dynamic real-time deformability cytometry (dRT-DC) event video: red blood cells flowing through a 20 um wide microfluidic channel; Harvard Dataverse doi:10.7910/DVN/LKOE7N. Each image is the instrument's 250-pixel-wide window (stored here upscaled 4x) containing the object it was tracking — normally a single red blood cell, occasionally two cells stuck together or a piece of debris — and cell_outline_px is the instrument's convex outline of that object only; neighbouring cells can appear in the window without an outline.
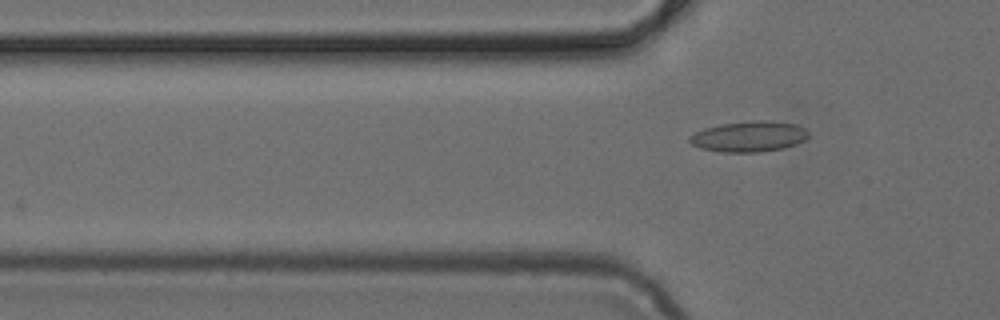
{"species": "common noctule bat (a hibernating species)", "species_latin": "Nyctalus noctula", "temperature_condition": "cold", "stored_images_in_passage": 5, "camera_frame_rate_fps": 3000, "um_per_image_px": 0.085, "animal": {"sex": "female", "body_mass_g": 24.6, "forearm_length_mm": 56.2}, "frame": {"image": 1, "passage_image": 5, "time_ms": 1.333, "image_size_px": [1000, 320], "cell_outline_px": [[808, 136], [804, 140], [796, 144], [784, 148], [760, 152], [720, 152], [700, 148], [692, 144], [688, 140], [688, 136], [704, 128], [720, 124], [752, 120], [772, 120], [796, 124], [804, 128], [808, 132]], "centroid_in_image_um": [63.66, 11.59], "position_along_channel_um": 62.1, "area_um2": 21.44}}